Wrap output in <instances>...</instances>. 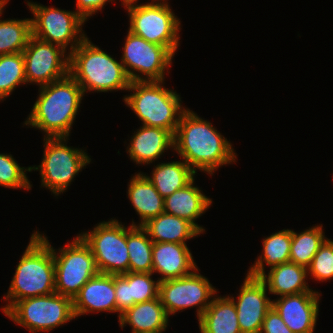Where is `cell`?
Listing matches in <instances>:
<instances>
[{
    "label": "cell",
    "mask_w": 333,
    "mask_h": 333,
    "mask_svg": "<svg viewBox=\"0 0 333 333\" xmlns=\"http://www.w3.org/2000/svg\"><path fill=\"white\" fill-rule=\"evenodd\" d=\"M194 184L195 179L184 188L165 197L164 212L190 221L204 233L205 229L198 225L196 220L206 213L213 201Z\"/></svg>",
    "instance_id": "obj_22"
},
{
    "label": "cell",
    "mask_w": 333,
    "mask_h": 333,
    "mask_svg": "<svg viewBox=\"0 0 333 333\" xmlns=\"http://www.w3.org/2000/svg\"><path fill=\"white\" fill-rule=\"evenodd\" d=\"M127 227L111 218L98 223L93 230L78 234L93 253L99 273L122 275L129 272Z\"/></svg>",
    "instance_id": "obj_10"
},
{
    "label": "cell",
    "mask_w": 333,
    "mask_h": 333,
    "mask_svg": "<svg viewBox=\"0 0 333 333\" xmlns=\"http://www.w3.org/2000/svg\"><path fill=\"white\" fill-rule=\"evenodd\" d=\"M126 149L130 160L139 166H148L166 150H174V135L164 128L141 125L134 131Z\"/></svg>",
    "instance_id": "obj_19"
},
{
    "label": "cell",
    "mask_w": 333,
    "mask_h": 333,
    "mask_svg": "<svg viewBox=\"0 0 333 333\" xmlns=\"http://www.w3.org/2000/svg\"><path fill=\"white\" fill-rule=\"evenodd\" d=\"M198 271L197 267L181 278L159 282L158 297L168 316L197 306L196 314L199 319L211 304L217 289Z\"/></svg>",
    "instance_id": "obj_13"
},
{
    "label": "cell",
    "mask_w": 333,
    "mask_h": 333,
    "mask_svg": "<svg viewBox=\"0 0 333 333\" xmlns=\"http://www.w3.org/2000/svg\"><path fill=\"white\" fill-rule=\"evenodd\" d=\"M22 53L29 85L41 87L69 74V54L58 45L31 36Z\"/></svg>",
    "instance_id": "obj_14"
},
{
    "label": "cell",
    "mask_w": 333,
    "mask_h": 333,
    "mask_svg": "<svg viewBox=\"0 0 333 333\" xmlns=\"http://www.w3.org/2000/svg\"><path fill=\"white\" fill-rule=\"evenodd\" d=\"M69 74L87 92H111L130 87L128 77L121 61L93 44L86 37L69 54Z\"/></svg>",
    "instance_id": "obj_4"
},
{
    "label": "cell",
    "mask_w": 333,
    "mask_h": 333,
    "mask_svg": "<svg viewBox=\"0 0 333 333\" xmlns=\"http://www.w3.org/2000/svg\"><path fill=\"white\" fill-rule=\"evenodd\" d=\"M118 320L121 329L129 324L131 333H163L169 326V316L159 297L134 304Z\"/></svg>",
    "instance_id": "obj_21"
},
{
    "label": "cell",
    "mask_w": 333,
    "mask_h": 333,
    "mask_svg": "<svg viewBox=\"0 0 333 333\" xmlns=\"http://www.w3.org/2000/svg\"><path fill=\"white\" fill-rule=\"evenodd\" d=\"M168 0L134 4L126 7L129 31L150 43L166 47L173 55L180 45L181 21Z\"/></svg>",
    "instance_id": "obj_7"
},
{
    "label": "cell",
    "mask_w": 333,
    "mask_h": 333,
    "mask_svg": "<svg viewBox=\"0 0 333 333\" xmlns=\"http://www.w3.org/2000/svg\"><path fill=\"white\" fill-rule=\"evenodd\" d=\"M260 333H293L282 320L281 316L272 307L263 320Z\"/></svg>",
    "instance_id": "obj_35"
},
{
    "label": "cell",
    "mask_w": 333,
    "mask_h": 333,
    "mask_svg": "<svg viewBox=\"0 0 333 333\" xmlns=\"http://www.w3.org/2000/svg\"><path fill=\"white\" fill-rule=\"evenodd\" d=\"M115 0H76V12L87 21L88 18L104 8L107 2Z\"/></svg>",
    "instance_id": "obj_36"
},
{
    "label": "cell",
    "mask_w": 333,
    "mask_h": 333,
    "mask_svg": "<svg viewBox=\"0 0 333 333\" xmlns=\"http://www.w3.org/2000/svg\"><path fill=\"white\" fill-rule=\"evenodd\" d=\"M153 242L187 244L186 241L203 234L190 221L163 212L141 226Z\"/></svg>",
    "instance_id": "obj_24"
},
{
    "label": "cell",
    "mask_w": 333,
    "mask_h": 333,
    "mask_svg": "<svg viewBox=\"0 0 333 333\" xmlns=\"http://www.w3.org/2000/svg\"><path fill=\"white\" fill-rule=\"evenodd\" d=\"M197 265L187 244L153 242L152 273L159 282L181 278L192 273Z\"/></svg>",
    "instance_id": "obj_18"
},
{
    "label": "cell",
    "mask_w": 333,
    "mask_h": 333,
    "mask_svg": "<svg viewBox=\"0 0 333 333\" xmlns=\"http://www.w3.org/2000/svg\"><path fill=\"white\" fill-rule=\"evenodd\" d=\"M153 273L128 272L114 275L115 298L119 319L122 313L136 303L158 298L159 281L152 279Z\"/></svg>",
    "instance_id": "obj_20"
},
{
    "label": "cell",
    "mask_w": 333,
    "mask_h": 333,
    "mask_svg": "<svg viewBox=\"0 0 333 333\" xmlns=\"http://www.w3.org/2000/svg\"><path fill=\"white\" fill-rule=\"evenodd\" d=\"M9 2V0H0V13H3V10H5L6 4Z\"/></svg>",
    "instance_id": "obj_38"
},
{
    "label": "cell",
    "mask_w": 333,
    "mask_h": 333,
    "mask_svg": "<svg viewBox=\"0 0 333 333\" xmlns=\"http://www.w3.org/2000/svg\"><path fill=\"white\" fill-rule=\"evenodd\" d=\"M322 224L297 233L291 230L290 262L308 268L314 255L327 239Z\"/></svg>",
    "instance_id": "obj_29"
},
{
    "label": "cell",
    "mask_w": 333,
    "mask_h": 333,
    "mask_svg": "<svg viewBox=\"0 0 333 333\" xmlns=\"http://www.w3.org/2000/svg\"><path fill=\"white\" fill-rule=\"evenodd\" d=\"M129 272L152 273L153 241L141 226L127 228Z\"/></svg>",
    "instance_id": "obj_30"
},
{
    "label": "cell",
    "mask_w": 333,
    "mask_h": 333,
    "mask_svg": "<svg viewBox=\"0 0 333 333\" xmlns=\"http://www.w3.org/2000/svg\"><path fill=\"white\" fill-rule=\"evenodd\" d=\"M266 284L259 277L246 274L237 299L228 296L235 304L241 333H260L265 315L272 308Z\"/></svg>",
    "instance_id": "obj_15"
},
{
    "label": "cell",
    "mask_w": 333,
    "mask_h": 333,
    "mask_svg": "<svg viewBox=\"0 0 333 333\" xmlns=\"http://www.w3.org/2000/svg\"><path fill=\"white\" fill-rule=\"evenodd\" d=\"M73 311L78 318L87 313H117L114 275L98 273L73 298Z\"/></svg>",
    "instance_id": "obj_17"
},
{
    "label": "cell",
    "mask_w": 333,
    "mask_h": 333,
    "mask_svg": "<svg viewBox=\"0 0 333 333\" xmlns=\"http://www.w3.org/2000/svg\"><path fill=\"white\" fill-rule=\"evenodd\" d=\"M17 162L11 154L0 153V186L30 190L32 185L27 172H32L31 166L21 167Z\"/></svg>",
    "instance_id": "obj_33"
},
{
    "label": "cell",
    "mask_w": 333,
    "mask_h": 333,
    "mask_svg": "<svg viewBox=\"0 0 333 333\" xmlns=\"http://www.w3.org/2000/svg\"><path fill=\"white\" fill-rule=\"evenodd\" d=\"M129 181L127 196L140 217L139 224L132 221V225L142 226L148 220L164 212V198L145 177L144 172H136Z\"/></svg>",
    "instance_id": "obj_23"
},
{
    "label": "cell",
    "mask_w": 333,
    "mask_h": 333,
    "mask_svg": "<svg viewBox=\"0 0 333 333\" xmlns=\"http://www.w3.org/2000/svg\"><path fill=\"white\" fill-rule=\"evenodd\" d=\"M262 241V254L247 271V274L252 277H260L264 274L266 272L265 266L272 268L290 262L291 229L272 233Z\"/></svg>",
    "instance_id": "obj_28"
},
{
    "label": "cell",
    "mask_w": 333,
    "mask_h": 333,
    "mask_svg": "<svg viewBox=\"0 0 333 333\" xmlns=\"http://www.w3.org/2000/svg\"><path fill=\"white\" fill-rule=\"evenodd\" d=\"M4 314L31 333L50 332L76 319L73 299L55 292L16 301Z\"/></svg>",
    "instance_id": "obj_8"
},
{
    "label": "cell",
    "mask_w": 333,
    "mask_h": 333,
    "mask_svg": "<svg viewBox=\"0 0 333 333\" xmlns=\"http://www.w3.org/2000/svg\"><path fill=\"white\" fill-rule=\"evenodd\" d=\"M43 139L42 162L38 166H31V171H39L41 186L57 197L66 192L79 172L90 164L91 158L85 150L69 147L67 137Z\"/></svg>",
    "instance_id": "obj_6"
},
{
    "label": "cell",
    "mask_w": 333,
    "mask_h": 333,
    "mask_svg": "<svg viewBox=\"0 0 333 333\" xmlns=\"http://www.w3.org/2000/svg\"><path fill=\"white\" fill-rule=\"evenodd\" d=\"M265 284L268 293L285 296L302 292L315 291L309 288L307 268L293 262L282 263L270 268L259 277Z\"/></svg>",
    "instance_id": "obj_25"
},
{
    "label": "cell",
    "mask_w": 333,
    "mask_h": 333,
    "mask_svg": "<svg viewBox=\"0 0 333 333\" xmlns=\"http://www.w3.org/2000/svg\"><path fill=\"white\" fill-rule=\"evenodd\" d=\"M197 173L182 159V161L160 162L151 175L145 177L154 185L157 192L163 197L173 194L184 188L195 179Z\"/></svg>",
    "instance_id": "obj_27"
},
{
    "label": "cell",
    "mask_w": 333,
    "mask_h": 333,
    "mask_svg": "<svg viewBox=\"0 0 333 333\" xmlns=\"http://www.w3.org/2000/svg\"><path fill=\"white\" fill-rule=\"evenodd\" d=\"M121 1V6L123 5L124 8L128 7L130 5L137 4L139 0H120ZM158 1V0H151V3Z\"/></svg>",
    "instance_id": "obj_37"
},
{
    "label": "cell",
    "mask_w": 333,
    "mask_h": 333,
    "mask_svg": "<svg viewBox=\"0 0 333 333\" xmlns=\"http://www.w3.org/2000/svg\"><path fill=\"white\" fill-rule=\"evenodd\" d=\"M22 84H27L23 53L0 55V101Z\"/></svg>",
    "instance_id": "obj_32"
},
{
    "label": "cell",
    "mask_w": 333,
    "mask_h": 333,
    "mask_svg": "<svg viewBox=\"0 0 333 333\" xmlns=\"http://www.w3.org/2000/svg\"><path fill=\"white\" fill-rule=\"evenodd\" d=\"M174 151L196 173L213 175L219 167L237 162L230 140L189 108L181 114L174 134Z\"/></svg>",
    "instance_id": "obj_1"
},
{
    "label": "cell",
    "mask_w": 333,
    "mask_h": 333,
    "mask_svg": "<svg viewBox=\"0 0 333 333\" xmlns=\"http://www.w3.org/2000/svg\"><path fill=\"white\" fill-rule=\"evenodd\" d=\"M83 97L81 86L70 74L41 86L24 124L44 131V138H69Z\"/></svg>",
    "instance_id": "obj_2"
},
{
    "label": "cell",
    "mask_w": 333,
    "mask_h": 333,
    "mask_svg": "<svg viewBox=\"0 0 333 333\" xmlns=\"http://www.w3.org/2000/svg\"><path fill=\"white\" fill-rule=\"evenodd\" d=\"M318 291L280 296L272 300V307L293 333H314L319 315Z\"/></svg>",
    "instance_id": "obj_16"
},
{
    "label": "cell",
    "mask_w": 333,
    "mask_h": 333,
    "mask_svg": "<svg viewBox=\"0 0 333 333\" xmlns=\"http://www.w3.org/2000/svg\"><path fill=\"white\" fill-rule=\"evenodd\" d=\"M26 3L33 14L31 29L35 38L58 45L66 51L70 47V54L87 37L82 28L86 21L76 11L48 7L29 0Z\"/></svg>",
    "instance_id": "obj_9"
},
{
    "label": "cell",
    "mask_w": 333,
    "mask_h": 333,
    "mask_svg": "<svg viewBox=\"0 0 333 333\" xmlns=\"http://www.w3.org/2000/svg\"><path fill=\"white\" fill-rule=\"evenodd\" d=\"M163 81H134L124 95V102L142 125L160 127L169 130L173 135L177 130L181 114L187 109L176 90L167 89Z\"/></svg>",
    "instance_id": "obj_5"
},
{
    "label": "cell",
    "mask_w": 333,
    "mask_h": 333,
    "mask_svg": "<svg viewBox=\"0 0 333 333\" xmlns=\"http://www.w3.org/2000/svg\"><path fill=\"white\" fill-rule=\"evenodd\" d=\"M308 275L316 281L326 282L333 279V240L326 239L314 255L309 267Z\"/></svg>",
    "instance_id": "obj_34"
},
{
    "label": "cell",
    "mask_w": 333,
    "mask_h": 333,
    "mask_svg": "<svg viewBox=\"0 0 333 333\" xmlns=\"http://www.w3.org/2000/svg\"><path fill=\"white\" fill-rule=\"evenodd\" d=\"M0 13V55L21 53L32 36L31 18L4 19Z\"/></svg>",
    "instance_id": "obj_31"
},
{
    "label": "cell",
    "mask_w": 333,
    "mask_h": 333,
    "mask_svg": "<svg viewBox=\"0 0 333 333\" xmlns=\"http://www.w3.org/2000/svg\"><path fill=\"white\" fill-rule=\"evenodd\" d=\"M55 292V263L48 237L34 231L16 267L7 294L5 313L16 301Z\"/></svg>",
    "instance_id": "obj_3"
},
{
    "label": "cell",
    "mask_w": 333,
    "mask_h": 333,
    "mask_svg": "<svg viewBox=\"0 0 333 333\" xmlns=\"http://www.w3.org/2000/svg\"><path fill=\"white\" fill-rule=\"evenodd\" d=\"M55 293L74 298L80 289L99 273L89 246L77 235L64 247L53 249Z\"/></svg>",
    "instance_id": "obj_11"
},
{
    "label": "cell",
    "mask_w": 333,
    "mask_h": 333,
    "mask_svg": "<svg viewBox=\"0 0 333 333\" xmlns=\"http://www.w3.org/2000/svg\"><path fill=\"white\" fill-rule=\"evenodd\" d=\"M121 62L131 82L163 81L175 57L166 47L146 41L128 30Z\"/></svg>",
    "instance_id": "obj_12"
},
{
    "label": "cell",
    "mask_w": 333,
    "mask_h": 333,
    "mask_svg": "<svg viewBox=\"0 0 333 333\" xmlns=\"http://www.w3.org/2000/svg\"><path fill=\"white\" fill-rule=\"evenodd\" d=\"M198 324L201 333H241L235 304L228 295H216Z\"/></svg>",
    "instance_id": "obj_26"
}]
</instances>
